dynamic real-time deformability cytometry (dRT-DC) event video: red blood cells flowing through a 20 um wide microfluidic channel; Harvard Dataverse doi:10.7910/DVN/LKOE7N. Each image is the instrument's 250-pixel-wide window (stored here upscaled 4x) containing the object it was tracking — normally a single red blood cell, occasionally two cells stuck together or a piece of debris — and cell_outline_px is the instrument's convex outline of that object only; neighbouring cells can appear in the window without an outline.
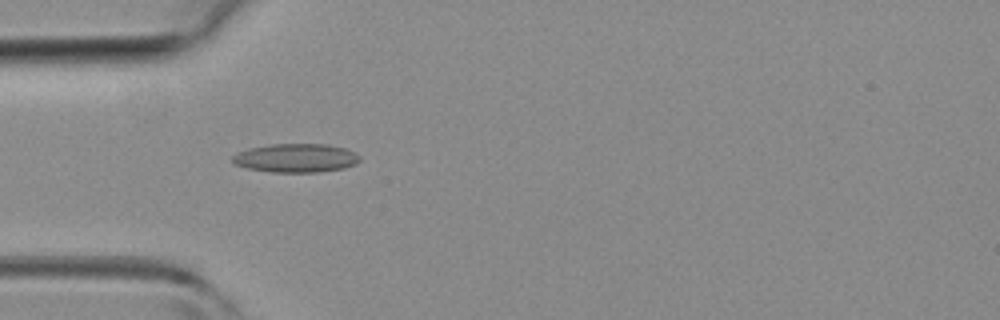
{"species": "common noctule bat (a hibernating species)", "species_latin": "Nyctalus noctula", "temperature_condition": "room temperature", "stored_images_in_passage": 7, "camera_frame_rate_fps": 3000, "um_per_image_px": 0.085, "animal": {"sex": "female", "body_mass_g": 19.3, "forearm_length_mm": 54.1}, "frame": {"image": 1, "passage_image": 2, "time_ms": 0.333, "image_size_px": [1000, 320], "cell_outline_px": [[360, 160], [356, 164], [344, 168], [316, 172], [272, 172], [248, 168], [236, 164], [232, 160], [232, 156], [248, 148], [272, 144], [328, 144], [344, 148], [356, 152], [360, 156]], "centroid_in_image_um": [25.2, 13.42], "position_along_channel_um": 59.8, "area_um2": 21.21}}